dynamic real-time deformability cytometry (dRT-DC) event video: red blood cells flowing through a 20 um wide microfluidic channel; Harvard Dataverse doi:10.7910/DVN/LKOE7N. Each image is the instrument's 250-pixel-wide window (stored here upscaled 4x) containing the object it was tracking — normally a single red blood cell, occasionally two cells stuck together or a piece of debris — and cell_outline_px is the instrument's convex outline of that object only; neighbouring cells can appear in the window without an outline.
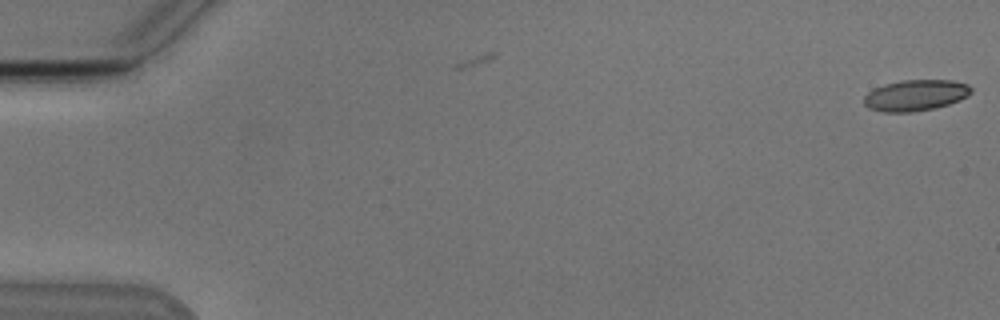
{"species": "Egyptian fruit bat (a non-hibernating species)", "species_latin": "Rousettus aegyptiacus", "temperature_condition": "cold", "stored_images_in_passage": 3, "camera_frame_rate_fps": 3000, "um_per_image_px": 0.085, "animal": {"sex": "male"}, "frame": {"image": 1, "passage_image": 3, "time_ms": 0.667, "image_size_px": [1000, 320], "cell_outline_px": [[972, 92], [968, 96], [960, 100], [936, 108], [912, 112], [884, 112], [868, 108], [864, 104], [864, 96], [872, 88], [884, 84], [900, 80], [952, 80], [968, 84], [972, 88]], "centroid_in_image_um": [77.82, 8.09], "position_along_channel_um": 7.2, "area_um2": 19.65}}